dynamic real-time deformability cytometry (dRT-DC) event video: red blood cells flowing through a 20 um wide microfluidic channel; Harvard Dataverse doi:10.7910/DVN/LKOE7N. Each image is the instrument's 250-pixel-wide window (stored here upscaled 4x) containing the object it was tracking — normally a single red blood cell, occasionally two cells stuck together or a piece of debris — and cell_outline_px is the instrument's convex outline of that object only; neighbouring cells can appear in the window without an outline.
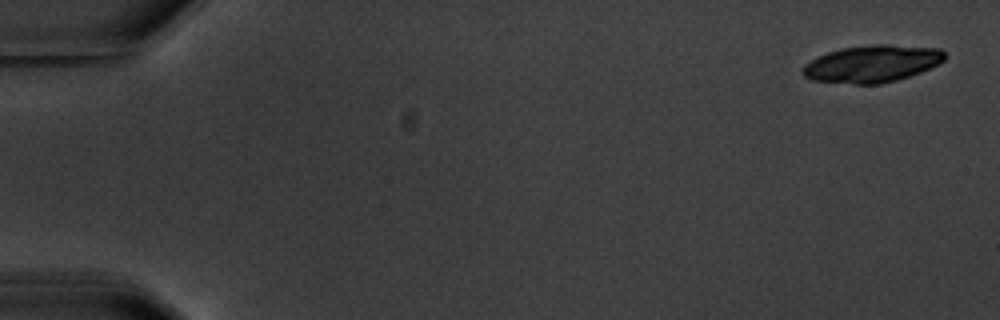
{"species": "common noctule bat (a hibernating species)", "species_latin": "Nyctalus noctula", "temperature_condition": "warm", "stored_images_in_passage": 10, "camera_frame_rate_fps": 3000, "um_per_image_px": 0.085, "animal": {"sex": "male", "body_mass_g": 20.1, "forearm_length_mm": 53.5}, "frame": {"image": 1, "passage_image": 1, "time_ms": 0.0, "image_size_px": [1000, 320], "cell_outline_px": [[944, 60], [940, 64], [920, 72], [896, 80], [880, 84], [852, 84], [812, 80], [804, 76], [800, 72], [804, 64], [816, 56], [840, 48], [872, 44], [888, 44], [940, 48], [944, 52]], "centroid_in_image_um": [74.09, 5.41], "position_along_channel_um": 10.9, "area_um2": 30.98}}
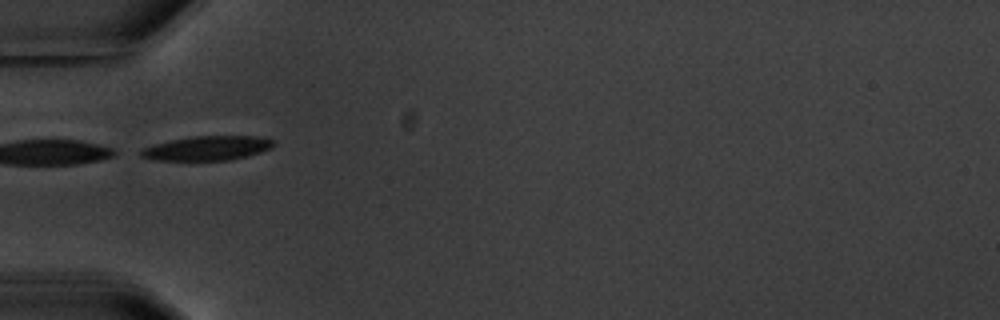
{"frame": {"image": 2, "passage_image": 6, "time_ms": 6.0, "image_size_px": [1000, 320], "cell_outline_px": [[276, 144], [272, 148], [248, 156], [228, 160], [152, 160], [140, 156], [140, 148], [172, 140], [192, 136], [256, 136], [276, 140]], "centroid_in_image_um": [17.64, 12.59], "position_along_channel_um": 67.4, "area_um2": 18.9}}